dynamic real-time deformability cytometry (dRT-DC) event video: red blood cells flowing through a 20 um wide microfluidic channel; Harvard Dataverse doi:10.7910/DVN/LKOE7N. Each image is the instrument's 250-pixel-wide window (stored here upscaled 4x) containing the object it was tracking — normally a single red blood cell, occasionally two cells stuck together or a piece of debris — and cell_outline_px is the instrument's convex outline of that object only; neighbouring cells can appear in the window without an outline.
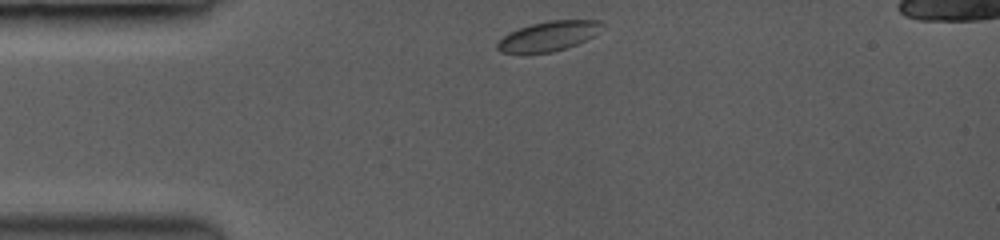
{"species": "common noctule bat (a hibernating species)", "species_latin": "Nyctalus noctula", "temperature_condition": "room temperature", "stored_images_in_passage": 5, "camera_frame_rate_fps": 3500, "um_per_image_px": 0.085, "animal": {"sex": "female", "body_mass_g": 19.0, "forearm_length_mm": 53.3}, "frame": {"image": 1, "passage_image": 1, "time_ms": 0.0, "image_size_px": [1000, 240], "cell_outline_px": [[600, 24], [592, 36], [576, 44], [552, 52], [500, 52], [496, 48], [496, 44], [504, 36], [520, 28], [532, 24], [548, 20], [600, 20]], "centroid_in_image_um": [46.57, 3.06], "position_along_channel_um": 38.4, "area_um2": 17.34}}
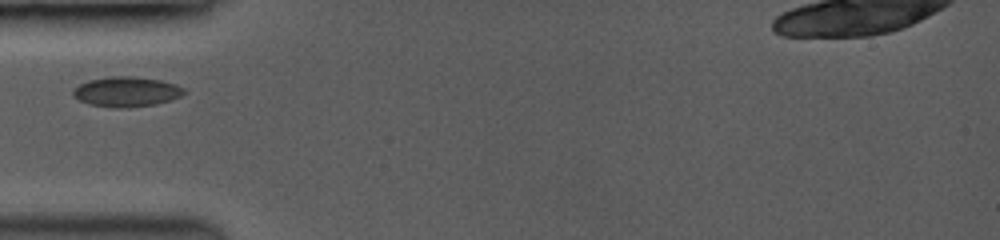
{"frame": {"image": 2, "passage_image": 4, "time_ms": 0.857, "image_size_px": [1000, 240], "cell_outline_px": [[184, 92], [180, 96], [156, 104], [116, 108], [92, 104], [80, 100], [72, 92], [80, 84], [88, 80], [108, 76], [132, 76], [160, 80], [176, 84], [184, 88]], "centroid_in_image_um": [10.76, 7.77], "position_along_channel_um": 74.2, "area_um2": 18.96}}